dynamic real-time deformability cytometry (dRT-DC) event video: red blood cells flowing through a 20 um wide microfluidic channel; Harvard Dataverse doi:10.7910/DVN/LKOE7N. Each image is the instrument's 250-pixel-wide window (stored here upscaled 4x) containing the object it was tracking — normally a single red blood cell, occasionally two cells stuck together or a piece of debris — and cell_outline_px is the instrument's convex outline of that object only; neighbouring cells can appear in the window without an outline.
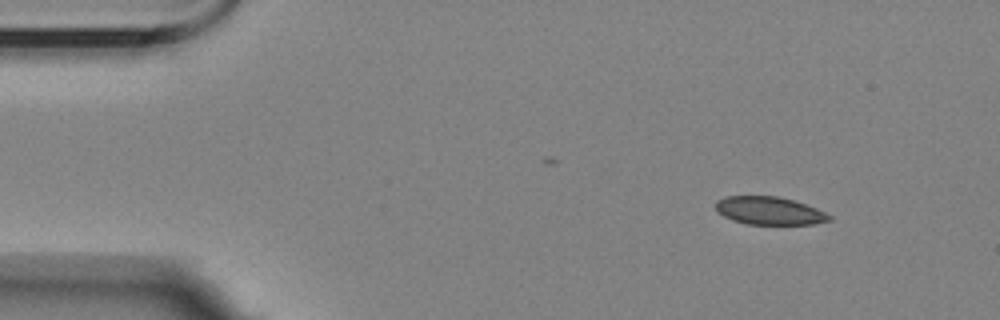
{"species": "Egyptian fruit bat (a non-hibernating species)", "species_latin": "Rousettus aegyptiacus", "temperature_condition": "room temperature", "stored_images_in_passage": 7, "camera_frame_rate_fps": 3000, "um_per_image_px": 0.085, "animal": {"sex": "female"}, "frame": {"image": 1, "passage_image": 1, "time_ms": 0.0, "image_size_px": [1000, 320], "cell_outline_px": [[832, 220], [812, 224], [748, 224], [732, 220], [716, 212], [716, 200], [724, 196], [780, 196], [816, 208], [832, 216]], "centroid_in_image_um": [65.36, 17.91], "position_along_channel_um": 19.6, "area_um2": 18.5}}
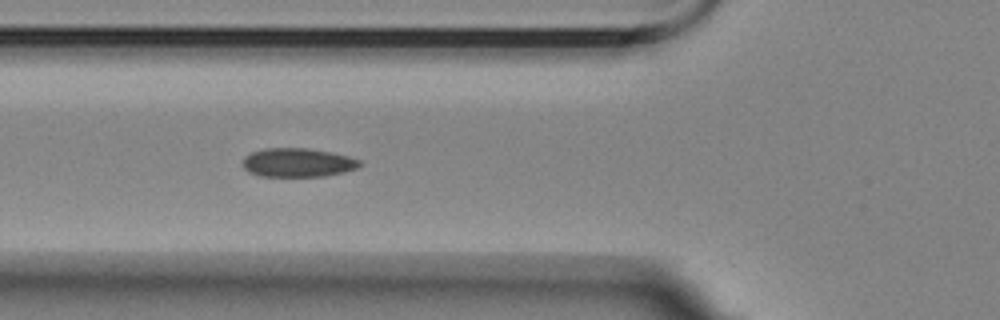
{"frame": {"image": 2, "passage_image": 5, "time_ms": 4.667, "image_size_px": [1000, 320], "cell_outline_px": [[364, 164], [356, 168], [344, 172], [324, 176], [260, 176], [248, 172], [244, 168], [244, 156], [252, 152], [268, 148], [308, 148], [332, 152], [348, 156], [360, 160]], "centroid_in_image_um": [25.34, 13.82], "position_along_channel_um": 100.5, "area_um2": 19.65}}
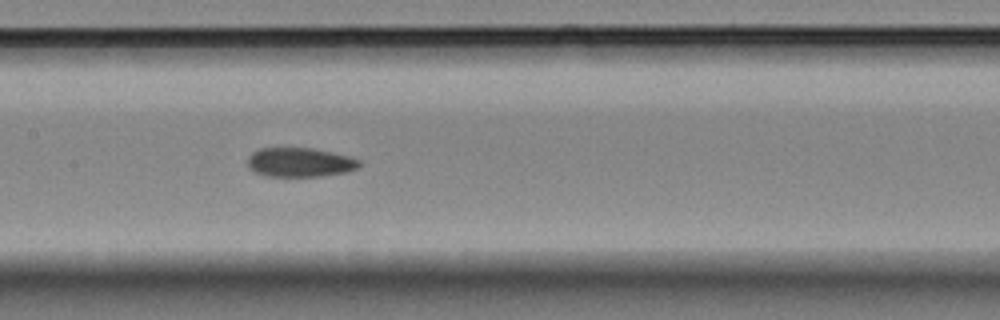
{"frame": {"image": 3, "passage_image": 7, "time_ms": 7.0, "image_size_px": [1000, 320], "cell_outline_px": [[360, 168], [348, 172], [320, 176], [264, 176], [248, 168], [248, 156], [252, 152], [260, 148], [312, 148], [332, 152], [348, 156], [360, 160]], "centroid_in_image_um": [25.5, 13.8], "position_along_channel_um": 181.9, "area_um2": 19.13}}